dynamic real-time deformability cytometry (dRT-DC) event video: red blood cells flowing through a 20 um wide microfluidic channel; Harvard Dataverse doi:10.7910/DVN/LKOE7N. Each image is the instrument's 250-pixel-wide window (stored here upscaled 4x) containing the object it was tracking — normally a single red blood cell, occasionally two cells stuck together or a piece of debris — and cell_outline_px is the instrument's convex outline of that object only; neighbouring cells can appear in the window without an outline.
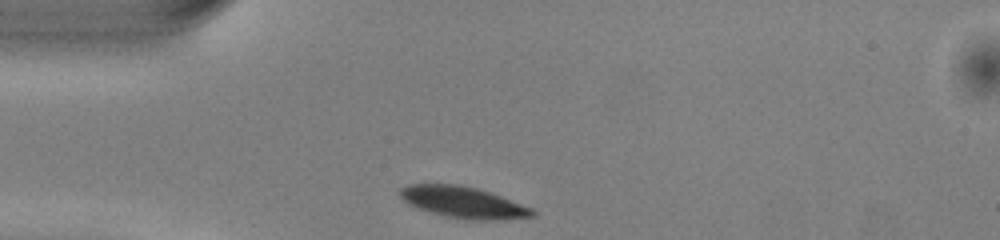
{"species": "common noctule bat (a hibernating species)", "species_latin": "Nyctalus noctula", "temperature_condition": "warm", "stored_images_in_passage": 39, "camera_frame_rate_fps": 3000, "um_per_image_px": 0.085, "animal": {"sex": "male", "body_mass_g": 13.0, "forearm_length_mm": 53.1}, "frame": {"image": 1, "passage_image": 1, "time_ms": 0.0, "image_size_px": [1000, 240], "cell_outline_px": [[536, 216], [504, 220], [468, 220], [448, 216], [432, 212], [408, 204], [400, 196], [400, 188], [408, 184], [460, 184], [476, 188], [500, 196], [532, 208], [536, 212]], "centroid_in_image_um": [39.41, 17.2], "position_along_channel_um": 45.6, "area_um2": 24.04}}
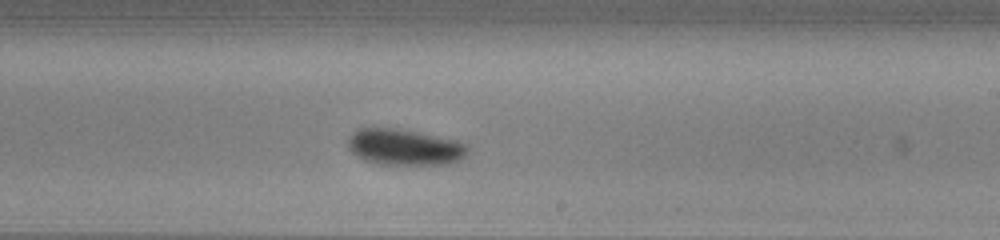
{"frame": {"image": 2, "passage_image": 18, "time_ms": 5.667, "image_size_px": [1000, 240], "cell_outline_px": [[468, 152], [460, 160], [448, 164], [376, 164], [364, 160], [356, 156], [348, 148], [348, 140], [352, 132], [360, 128], [392, 128], [420, 132], [460, 140], [468, 148]], "centroid_in_image_um": [34.39, 12.5], "position_along_channel_um": 254.6, "area_um2": 25.37}}
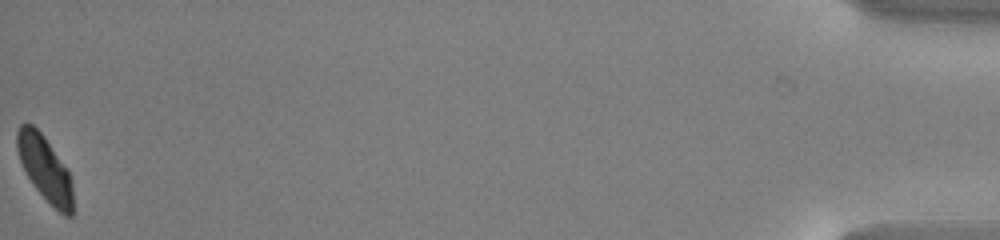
{"frame": {"image": 3, "passage_image": 39, "time_ms": 12.667, "image_size_px": [1000, 240], "cell_outline_px": [[72, 216], [64, 216], [32, 184], [20, 160], [16, 148], [16, 132], [20, 124], [32, 124], [44, 136], [68, 168], [72, 180]], "centroid_in_image_um": [3.82, 14.28], "position_along_channel_um": 431.4, "area_um2": 20.98}, "authors_computed_cell_mechanics": {"area_um2": 24.3338, "velocity_mm_per_s": 4.0098, "shape_relaxation_time_tau1_ms": 1.5232, "shape_relaxation_time_tau2_ms": null, "deformation_change_tau1": 0.1026, "deformation_change_tau2": null}}